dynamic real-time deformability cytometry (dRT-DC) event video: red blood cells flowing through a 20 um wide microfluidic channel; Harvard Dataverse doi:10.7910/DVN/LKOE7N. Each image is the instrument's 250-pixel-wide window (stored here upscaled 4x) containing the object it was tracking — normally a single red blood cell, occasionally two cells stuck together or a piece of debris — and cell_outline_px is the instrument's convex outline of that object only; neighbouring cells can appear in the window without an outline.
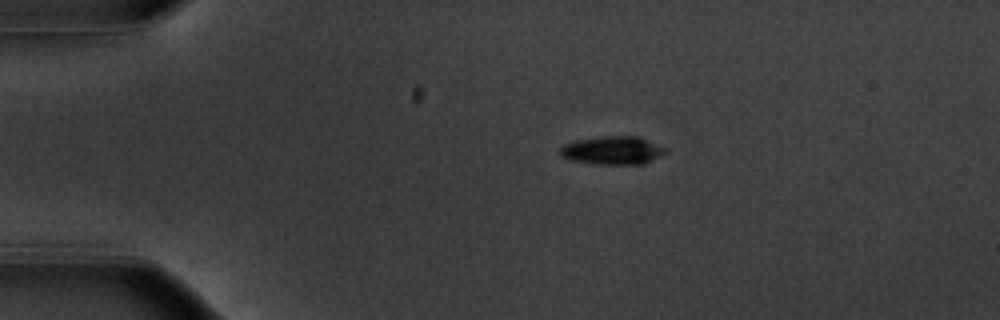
{"species": "common noctule bat (a hibernating species)", "species_latin": "Nyctalus noctula", "temperature_condition": "warm", "stored_images_in_passage": 44, "camera_frame_rate_fps": 3000, "um_per_image_px": 0.085, "animal": {"sex": "male", "body_mass_g": 20.1, "forearm_length_mm": 53.5}, "frame": {"image": 1, "passage_image": 1, "time_ms": 0.0, "image_size_px": [1000, 320], "cell_outline_px": [[668, 152], [644, 164], [596, 164], [572, 160], [560, 156], [556, 152], [564, 144], [572, 140], [604, 136], [636, 136], [664, 148]], "centroid_in_image_um": [51.98, 12.78], "position_along_channel_um": 33.0, "area_um2": 17.34}}
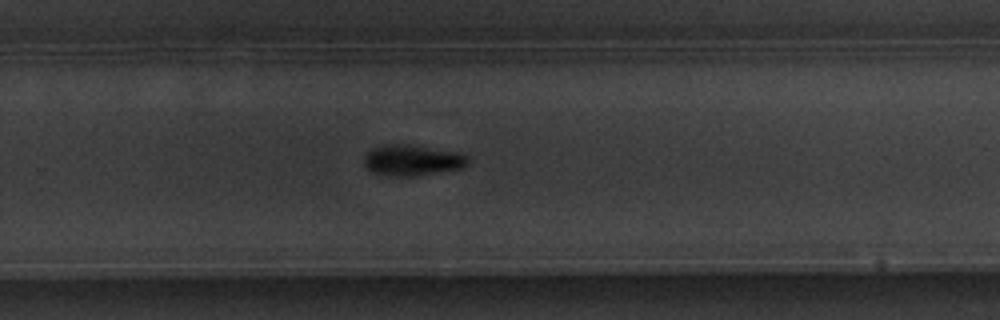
{"frame": {"image": 2, "passage_image": 26, "time_ms": 8.333, "image_size_px": [1000, 320], "cell_outline_px": [[468, 164], [460, 168], [416, 176], [392, 176], [372, 172], [364, 164], [364, 156], [372, 148], [384, 144], [408, 144], [460, 152], [468, 156]], "centroid_in_image_um": [35.04, 13.61], "position_along_channel_um": 294.8, "area_um2": 18.73}}
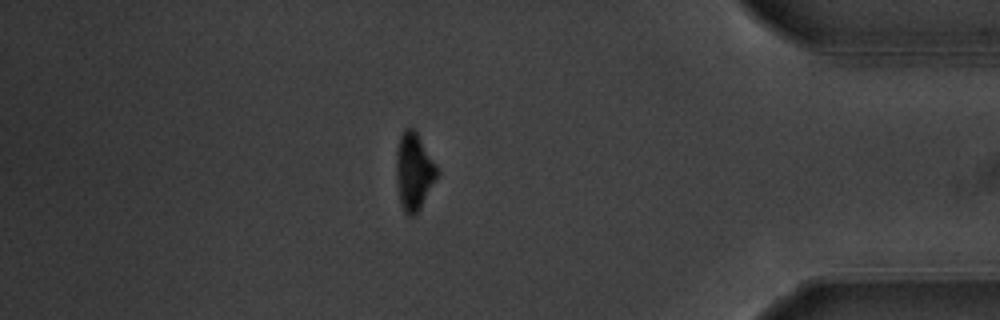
{"frame": {"image": 3, "passage_image": 37, "time_ms": 12.0, "image_size_px": [1000, 320], "cell_outline_px": [[436, 176], [420, 208], [412, 216], [408, 216], [404, 212], [400, 200], [396, 180], [396, 148], [400, 136], [404, 128], [412, 128], [416, 132], [436, 168]], "centroid_in_image_um": [35.11, 14.57], "position_along_channel_um": 400.1, "area_um2": 17.57}, "authors_computed_cell_mechanics": {"area_um2": 18.5538, "velocity_mm_per_s": 3.7572, "shape_relaxation_time_tau1_ms": 1.9892, "shape_relaxation_time_tau2_ms": null, "deformation_change_tau1": 0.1334, "deformation_change_tau2": null}}